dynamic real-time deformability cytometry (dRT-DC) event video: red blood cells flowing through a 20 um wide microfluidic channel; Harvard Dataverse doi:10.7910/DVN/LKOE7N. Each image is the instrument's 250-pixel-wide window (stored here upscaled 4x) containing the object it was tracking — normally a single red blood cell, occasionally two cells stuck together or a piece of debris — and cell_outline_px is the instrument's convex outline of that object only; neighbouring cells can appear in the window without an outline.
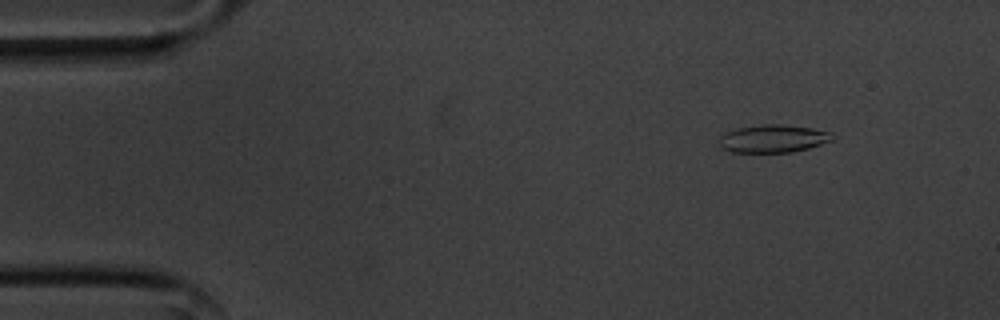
{"species": "common noctule bat (a hibernating species)", "species_latin": "Nyctalus noctula", "temperature_condition": "cold", "stored_images_in_passage": 36, "camera_frame_rate_fps": 3000, "um_per_image_px": 0.085, "animal": {"sex": "male", "body_mass_g": 20.1, "forearm_length_mm": 53.5}, "frame": {"image": 1, "passage_image": 6, "time_ms": 1.667, "image_size_px": [1000, 320], "cell_outline_px": [[836, 136], [832, 140], [808, 148], [792, 152], [732, 152], [720, 148], [720, 136], [728, 132], [740, 128], [764, 124], [784, 124], [812, 128], [832, 132]], "centroid_in_image_um": [65.76, 11.78], "position_along_channel_um": 19.2, "area_um2": 18.26}}
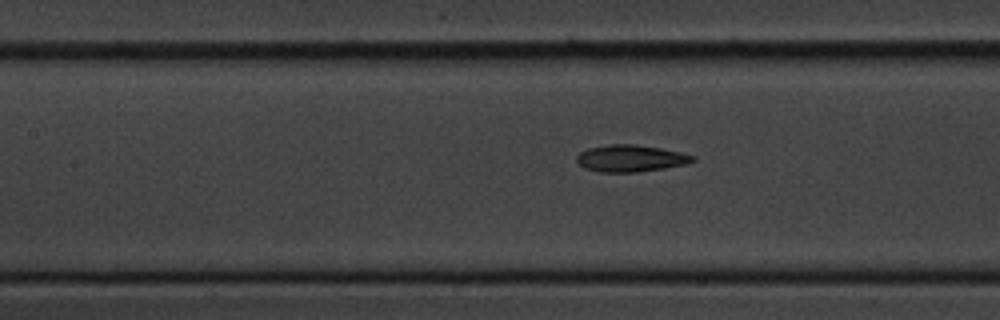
{"frame": {"image": 2, "passage_image": 24, "time_ms": 7.667, "image_size_px": [1000, 320], "cell_outline_px": [[696, 160], [688, 164], [664, 168], [636, 172], [600, 172], [584, 168], [576, 160], [576, 156], [580, 152], [588, 148], [608, 144], [632, 144], [660, 148], [680, 152], [696, 156]], "centroid_in_image_um": [53.61, 13.46], "position_along_channel_um": 153.8, "area_um2": 18.21}}
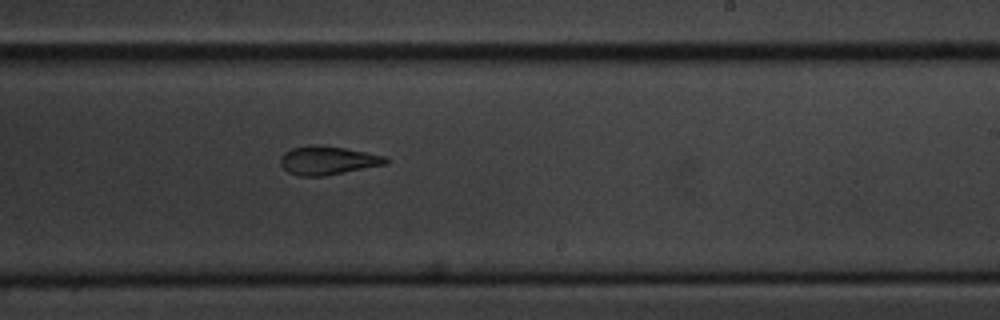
{"frame": {"image": 3, "passage_image": 33, "time_ms": 10.667, "image_size_px": [1000, 320], "cell_outline_px": [[388, 164], [324, 176], [300, 176], [288, 172], [280, 164], [280, 156], [284, 152], [292, 148], [344, 148], [384, 156], [388, 160]], "centroid_in_image_um": [27.87, 13.69], "position_along_channel_um": 261.1, "area_um2": 16.7}}